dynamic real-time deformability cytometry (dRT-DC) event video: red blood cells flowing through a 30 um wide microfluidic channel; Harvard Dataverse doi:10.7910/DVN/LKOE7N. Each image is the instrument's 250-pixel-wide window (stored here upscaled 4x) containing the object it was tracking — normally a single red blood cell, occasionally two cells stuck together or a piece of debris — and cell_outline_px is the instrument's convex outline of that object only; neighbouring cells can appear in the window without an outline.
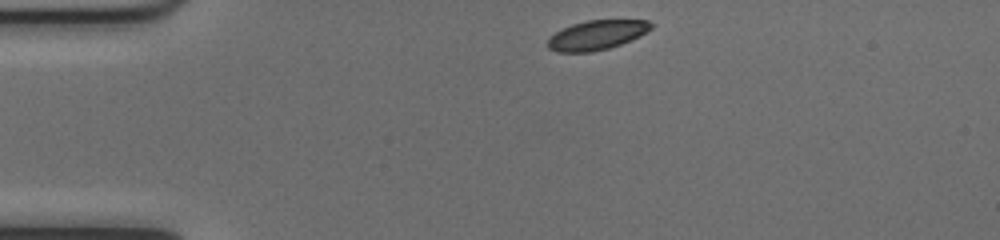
{"species": "common noctule bat (a hibernating species)", "species_latin": "Nyctalus noctula", "temperature_condition": "cold", "stored_images_in_passage": 42, "camera_frame_rate_fps": 3000, "um_per_image_px": 0.085, "animal": {"sex": "female", "body_mass_g": 17.0, "forearm_length_mm": 48.0}, "frame": {"image": 1, "passage_image": 1, "time_ms": 0.0, "image_size_px": [1000, 240], "cell_outline_px": [[652, 28], [640, 36], [620, 44], [608, 48], [592, 52], [556, 52], [548, 48], [548, 40], [556, 32], [572, 24], [588, 20], [648, 20], [652, 24]], "centroid_in_image_um": [50.73, 2.98], "position_along_channel_um": 34.3, "area_um2": 17.57}}
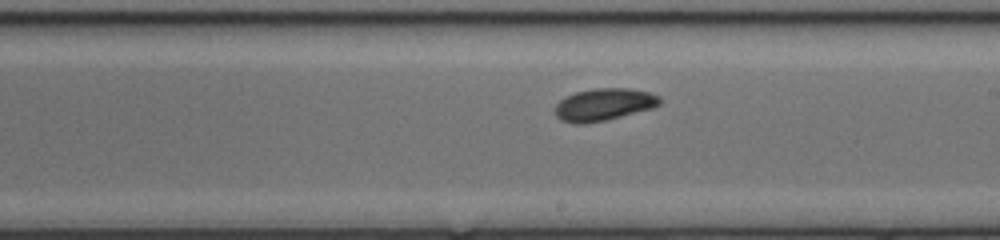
{"frame": {"image": 2, "passage_image": 20, "time_ms": 6.333, "image_size_px": [1000, 240], "cell_outline_px": [[660, 104], [652, 108], [604, 120], [584, 124], [572, 124], [560, 120], [556, 116], [556, 104], [560, 100], [576, 92], [592, 88], [628, 88], [648, 92], [660, 96]], "centroid_in_image_um": [51.31, 8.88], "position_along_channel_um": 237.7, "area_um2": 19.54}}
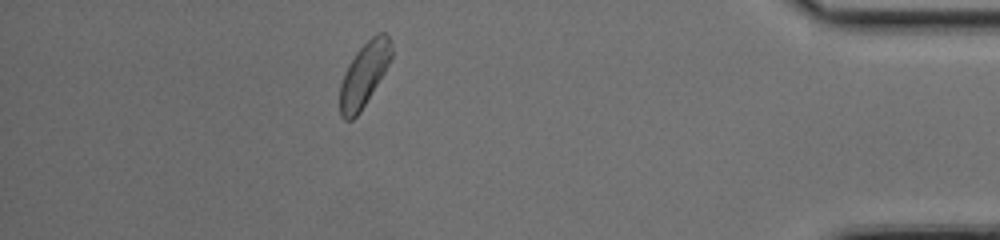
{"frame": {"image": 3, "passage_image": 36, "time_ms": 11.667, "image_size_px": [1000, 240], "cell_outline_px": [[392, 56], [384, 72], [360, 112], [352, 120], [344, 120], [340, 116], [340, 84], [344, 72], [348, 64], [356, 52], [376, 32], [384, 32], [388, 36], [392, 48]], "centroid_in_image_um": [30.93, 6.33], "position_along_channel_um": 404.3, "area_um2": 19.02}, "authors_computed_cell_mechanics": {"area_um2": 19.2185, "velocity_mm_per_s": 3.9937, "shape_relaxation_time_tau1_ms": 6.7264, "shape_relaxation_time_tau2_ms": null, "deformation_change_tau1": 0.1516, "deformation_change_tau2": null}}